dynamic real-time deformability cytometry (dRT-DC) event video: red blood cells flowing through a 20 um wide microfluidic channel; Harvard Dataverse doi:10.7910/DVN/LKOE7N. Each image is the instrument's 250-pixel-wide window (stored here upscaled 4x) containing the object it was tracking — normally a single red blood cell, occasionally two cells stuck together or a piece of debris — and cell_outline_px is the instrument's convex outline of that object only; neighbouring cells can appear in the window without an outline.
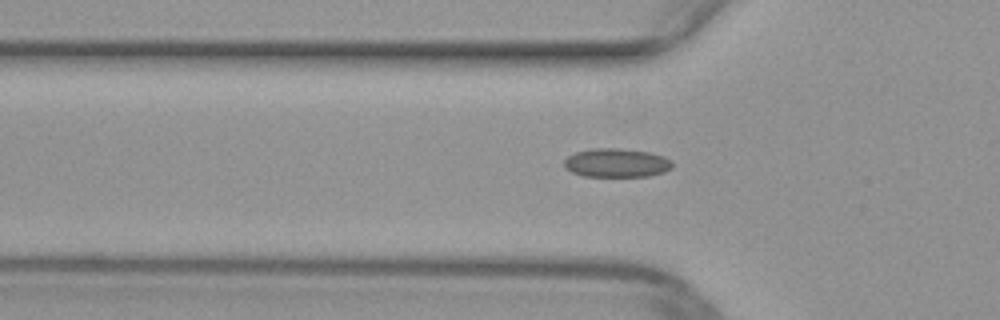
{"species": "common noctule bat (a hibernating species)", "species_latin": "Nyctalus noctula", "temperature_condition": "warm", "stored_images_in_passage": 44, "camera_frame_rate_fps": 3000, "um_per_image_px": 0.085, "animal": {"sex": "female", "body_mass_g": 29.2, "forearm_length_mm": 56.3}, "frame": {"image": 1, "passage_image": 16, "time_ms": 5.0, "image_size_px": [1000, 320], "cell_outline_px": [[672, 168], [664, 172], [648, 176], [584, 176], [572, 172], [564, 168], [564, 160], [568, 156], [576, 152], [592, 148], [620, 148], [648, 152], [664, 156], [672, 160]], "centroid_in_image_um": [52.4, 13.84], "position_along_channel_um": 73.4, "area_um2": 18.21}}
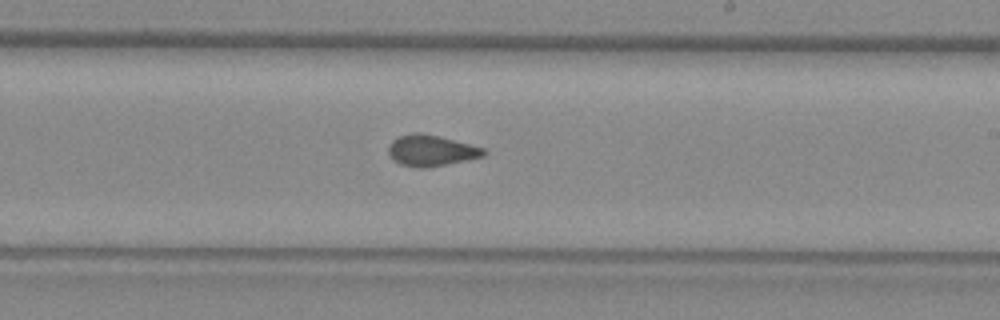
{"frame": {"image": 2, "passage_image": 29, "time_ms": 9.333, "image_size_px": [1000, 320], "cell_outline_px": [[488, 152], [484, 156], [468, 160], [424, 168], [416, 168], [400, 164], [388, 152], [388, 144], [392, 140], [400, 136], [412, 132], [420, 132], [484, 148]], "centroid_in_image_um": [36.64, 12.8], "position_along_channel_um": 252.4, "area_um2": 17.05}}
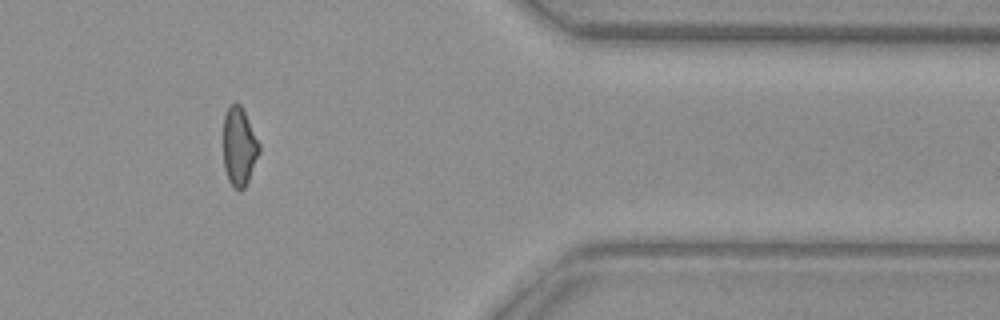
{"frame": {"image": 3, "passage_image": 41, "time_ms": 13.333, "image_size_px": [1000, 320], "cell_outline_px": [[260, 152], [248, 180], [244, 188], [240, 192], [232, 188], [228, 180], [224, 168], [224, 112], [236, 100], [240, 104], [260, 144]], "centroid_in_image_um": [20.32, 12.49], "position_along_channel_um": 391.1, "area_um2": 16.47}}